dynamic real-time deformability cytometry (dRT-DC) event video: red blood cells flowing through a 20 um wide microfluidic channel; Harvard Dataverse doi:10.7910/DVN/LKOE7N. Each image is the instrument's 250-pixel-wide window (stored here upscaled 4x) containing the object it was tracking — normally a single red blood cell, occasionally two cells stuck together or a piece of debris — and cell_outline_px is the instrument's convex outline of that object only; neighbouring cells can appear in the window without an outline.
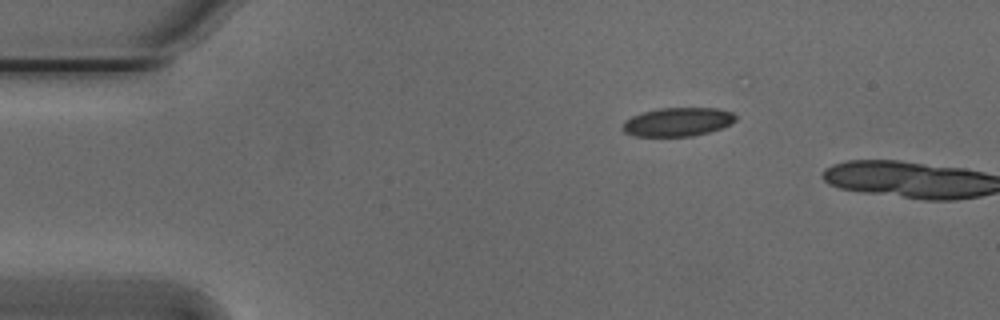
{"species": "Egyptian fruit bat (a non-hibernating species)", "species_latin": "Rousettus aegyptiacus", "temperature_condition": "cold", "stored_images_in_passage": 7, "camera_frame_rate_fps": 3000, "um_per_image_px": 0.085, "animal": {"sex": "male"}, "frame": {"image": 1, "passage_image": 5, "time_ms": 1.333, "image_size_px": [1000, 320], "cell_outline_px": [[736, 120], [720, 128], [708, 132], [692, 136], [632, 136], [624, 132], [620, 128], [624, 120], [632, 116], [644, 112], [660, 108], [716, 108], [732, 112], [736, 116]], "centroid_in_image_um": [57.55, 10.36], "position_along_channel_um": 27.5, "area_um2": 18.84}}